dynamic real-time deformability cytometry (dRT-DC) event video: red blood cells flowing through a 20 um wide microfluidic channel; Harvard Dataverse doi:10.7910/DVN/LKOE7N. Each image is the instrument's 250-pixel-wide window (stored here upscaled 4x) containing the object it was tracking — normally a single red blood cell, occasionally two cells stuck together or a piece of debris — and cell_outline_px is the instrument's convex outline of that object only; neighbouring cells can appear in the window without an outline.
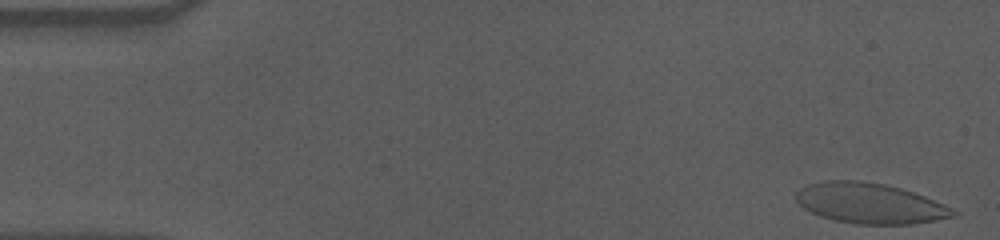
{"species": "human", "species_latin": "Homo sapiens", "temperature_condition": "cold", "stored_images_in_passage": 47, "camera_frame_rate_fps": 3000, "um_per_image_px": 0.085, "donor": {"sex": "male"}, "frame": {"image": 1, "passage_image": 1, "time_ms": 0.0, "image_size_px": [1000, 240], "cell_outline_px": [[960, 216], [912, 224], [856, 224], [832, 220], [820, 216], [804, 208], [796, 200], [796, 192], [800, 188], [808, 184], [824, 180], [860, 180], [884, 184], [900, 188], [924, 196], [944, 204], [960, 212]], "centroid_in_image_um": [73.96, 17.28], "position_along_channel_um": 11.0, "area_um2": 37.22}}
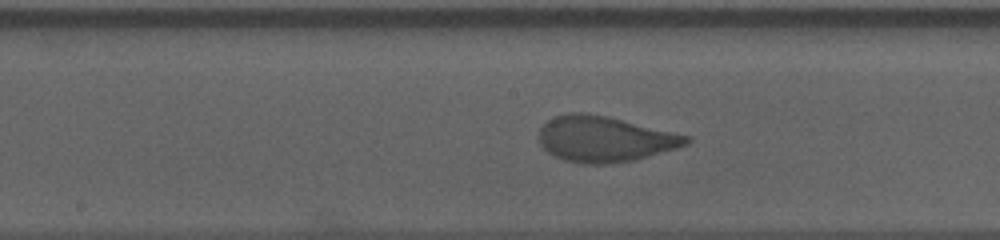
{"frame": {"image": 2, "passage_image": 28, "time_ms": 9.0, "image_size_px": [1000, 240], "cell_outline_px": [[692, 140], [688, 144], [676, 148], [632, 160], [608, 164], [584, 164], [564, 160], [548, 152], [540, 144], [540, 128], [548, 120], [556, 116], [568, 112], [580, 112], [608, 116], [692, 136]], "centroid_in_image_um": [51.41, 11.8], "position_along_channel_um": 196.8, "area_um2": 39.13}}
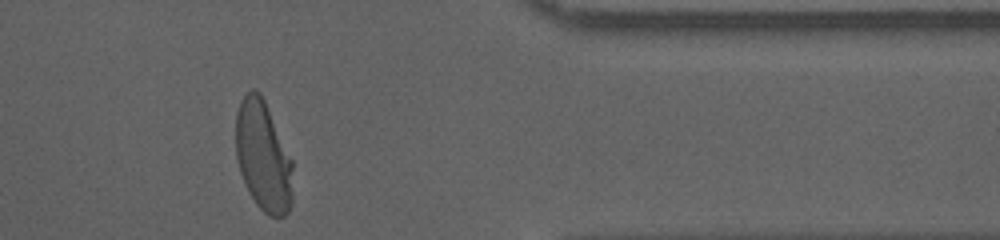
{"frame": {"image": 3, "passage_image": 46, "time_ms": 15.0, "image_size_px": [1000, 240], "cell_outline_px": [[292, 200], [288, 212], [284, 216], [268, 216], [256, 204], [248, 192], [240, 172], [236, 156], [236, 112], [240, 100], [252, 88], [256, 88], [260, 92], [264, 100], [292, 160]], "centroid_in_image_um": [22.35, 13.28], "position_along_channel_um": 389.0, "area_um2": 36.59}, "authors_computed_cell_mechanics": {"area_um2": 38.2058, "velocity_mm_per_s": 3.5365, "shape_relaxation_time_tau1_ms": 6.897, "shape_relaxation_time_tau2_ms": null, "deformation_change_tau1": 0.2215, "deformation_change_tau2": null}}